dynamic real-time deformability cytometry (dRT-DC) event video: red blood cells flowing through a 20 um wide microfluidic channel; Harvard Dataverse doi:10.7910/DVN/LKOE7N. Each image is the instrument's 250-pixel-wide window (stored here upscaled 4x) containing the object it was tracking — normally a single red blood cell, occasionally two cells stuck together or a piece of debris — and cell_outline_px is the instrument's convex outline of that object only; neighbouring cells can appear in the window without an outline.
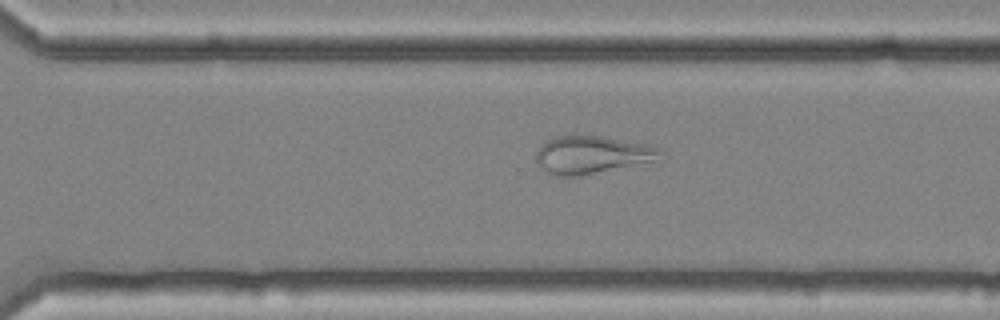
{"species": "common noctule bat (a hibernating species)", "species_latin": "Nyctalus noctula", "temperature_condition": "cold", "stored_images_in_passage": 55, "camera_frame_rate_fps": 3000, "um_per_image_px": 0.085, "animal": {"sex": "female", "body_mass_g": 25.1}, "frame": {"image": 1, "passage_image": 40, "time_ms": 13.0, "image_size_px": [1000, 320], "cell_outline_px": [[668, 156], [588, 176], [556, 176], [548, 172], [536, 160], [536, 152], [540, 144], [556, 136], [600, 136], [644, 144], [656, 148], [664, 152]], "centroid_in_image_um": [50.3, 13.17], "position_along_channel_um": 320.3, "area_um2": 27.11}}
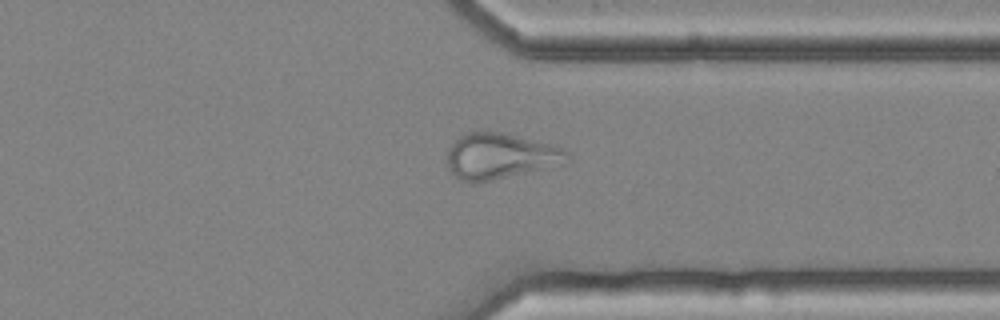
{"frame": {"image": 2, "passage_image": 44, "time_ms": 14.333, "image_size_px": [1000, 320], "cell_outline_px": [[568, 164], [492, 180], [472, 184], [460, 180], [448, 172], [448, 148], [460, 136], [468, 132], [508, 132], [564, 148], [568, 152]], "centroid_in_image_um": [42.54, 13.28], "position_along_channel_um": 368.9, "area_um2": 32.6}}
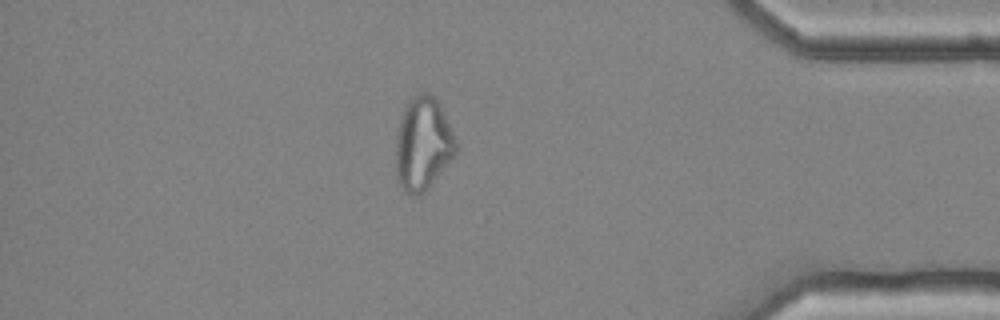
{"frame": {"image": 3, "passage_image": 49, "time_ms": 16.0, "image_size_px": [1000, 320], "cell_outline_px": [[456, 152], [424, 192], [416, 196], [412, 196], [404, 192], [396, 180], [396, 132], [404, 108], [408, 100], [412, 96], [420, 92], [428, 92], [436, 96], [452, 132], [456, 144]], "centroid_in_image_um": [35.9, 12.21], "position_along_channel_um": 399.3, "area_um2": 32.48}}